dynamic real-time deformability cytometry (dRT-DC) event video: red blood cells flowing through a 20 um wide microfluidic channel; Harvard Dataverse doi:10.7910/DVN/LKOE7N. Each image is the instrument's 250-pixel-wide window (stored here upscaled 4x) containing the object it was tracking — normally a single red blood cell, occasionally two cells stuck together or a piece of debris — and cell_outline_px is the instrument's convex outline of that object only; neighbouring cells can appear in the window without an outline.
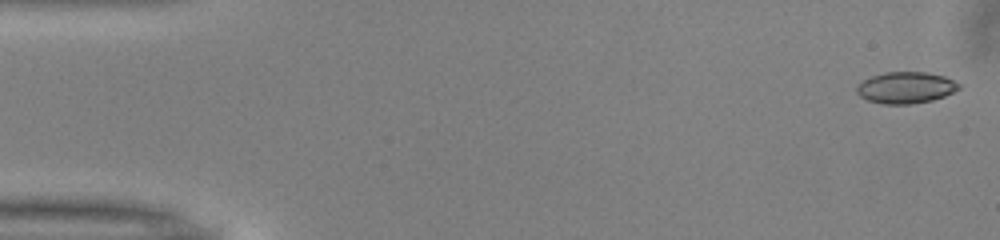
{"species": "common noctule bat (a hibernating species)", "species_latin": "Nyctalus noctula", "temperature_condition": "warm", "stored_images_in_passage": 12, "camera_frame_rate_fps": 3000, "um_per_image_px": 0.085, "animal": {"sex": "male", "body_mass_g": 13.0, "forearm_length_mm": 53.1}, "frame": {"image": 1, "passage_image": 1, "time_ms": 0.0, "image_size_px": [1000, 240], "cell_outline_px": [[960, 88], [944, 96], [932, 100], [912, 104], [884, 104], [868, 100], [860, 96], [856, 92], [856, 88], [864, 80], [872, 76], [884, 72], [924, 72], [944, 76], [960, 84]], "centroid_in_image_um": [76.99, 7.45], "position_along_channel_um": 8.0, "area_um2": 18.55}}